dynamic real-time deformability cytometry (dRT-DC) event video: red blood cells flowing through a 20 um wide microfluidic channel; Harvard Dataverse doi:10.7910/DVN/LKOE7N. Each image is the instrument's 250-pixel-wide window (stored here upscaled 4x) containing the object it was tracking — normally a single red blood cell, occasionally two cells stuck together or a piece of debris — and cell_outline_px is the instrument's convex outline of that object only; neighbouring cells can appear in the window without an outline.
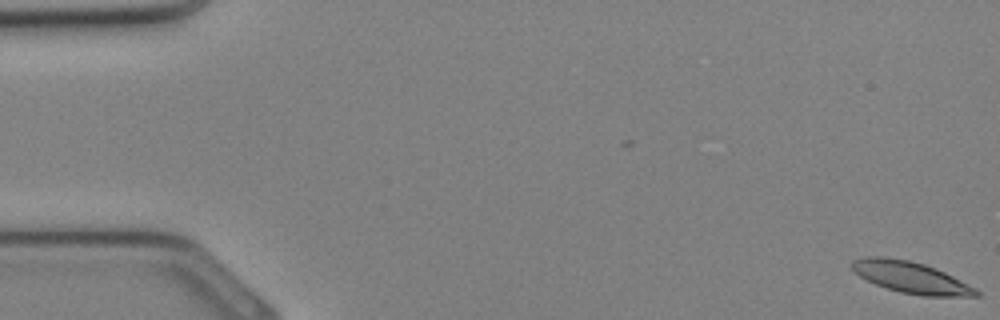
{"species": "Egyptian fruit bat (a non-hibernating species)", "species_latin": "Rousettus aegyptiacus", "temperature_condition": "cold", "stored_images_in_passage": 35, "segment_of_instrument_passage": [1, 2], "camera_frame_rate_fps": 3000, "um_per_image_px": 0.085, "animal": {"sex": "female"}, "frame": {"image": 1, "passage_image": 1, "time_ms": 0.0, "image_size_px": [1000, 320], "cell_outline_px": [[980, 296], [920, 296], [900, 292], [876, 284], [860, 276], [852, 268], [852, 260], [864, 256], [884, 256], [908, 260], [924, 264], [936, 268], [976, 288], [980, 292]], "centroid_in_image_um": [77.43, 23.57], "position_along_channel_um": 7.6, "area_um2": 22.66}}
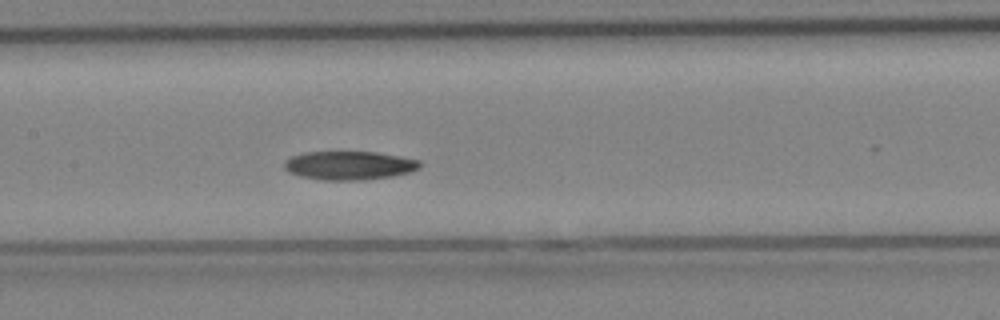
{"frame": {"image": 2, "passage_image": 17, "time_ms": 5.333, "image_size_px": [1000, 320], "cell_outline_px": [[420, 168], [408, 172], [392, 176], [364, 180], [324, 180], [300, 176], [288, 172], [284, 168], [284, 160], [292, 156], [304, 152], [376, 152], [400, 156], [420, 160]], "centroid_in_image_um": [29.66, 14.06], "position_along_channel_um": 177.7, "area_um2": 22.66}}
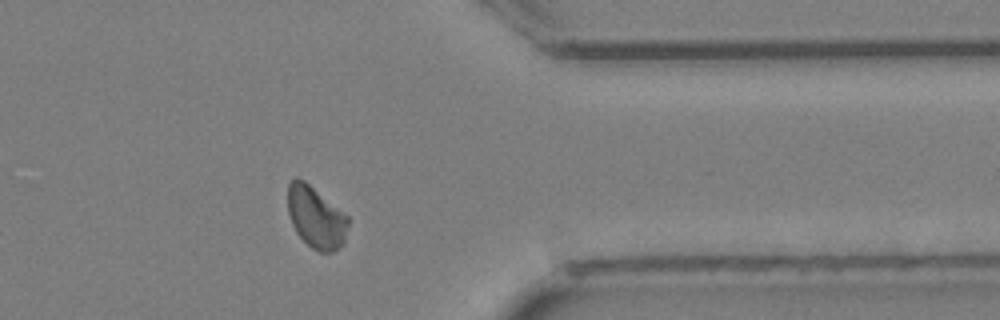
{"frame": {"image": 3, "passage_image": 28, "time_ms": 9.0, "image_size_px": [1000, 320], "cell_outline_px": [[348, 224], [344, 244], [332, 252], [320, 252], [312, 248], [296, 232], [292, 224], [288, 212], [288, 184], [296, 176], [304, 180], [348, 216]], "centroid_in_image_um": [26.85, 18.47], "position_along_channel_um": 384.5, "area_um2": 21.56}}